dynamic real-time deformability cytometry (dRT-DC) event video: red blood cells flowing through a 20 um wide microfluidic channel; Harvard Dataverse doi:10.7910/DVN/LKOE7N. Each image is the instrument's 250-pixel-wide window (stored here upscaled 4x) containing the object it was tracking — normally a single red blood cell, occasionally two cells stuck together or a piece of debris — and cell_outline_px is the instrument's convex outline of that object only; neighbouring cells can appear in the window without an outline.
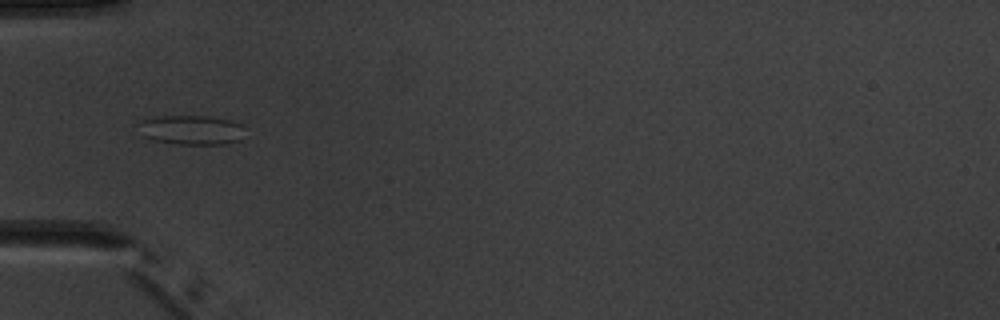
{"species": "common noctule bat (a hibernating species)", "species_latin": "Nyctalus noctula", "temperature_condition": "warm", "stored_images_in_passage": 4, "camera_frame_rate_fps": 3000, "um_per_image_px": 0.085, "animal": {"sex": "male", "body_mass_g": 20.1, "forearm_length_mm": 53.5}, "frame": {"image": 1, "passage_image": 4, "time_ms": 4.667, "image_size_px": [1000, 320], "cell_outline_px": [[240, 140], [224, 144], [180, 144], [152, 140], [144, 136], [132, 124], [144, 120], [164, 116], [208, 116], [228, 120], [240, 124]], "centroid_in_image_um": [16.15, 11.04], "position_along_channel_um": 68.9, "area_um2": 18.03}}